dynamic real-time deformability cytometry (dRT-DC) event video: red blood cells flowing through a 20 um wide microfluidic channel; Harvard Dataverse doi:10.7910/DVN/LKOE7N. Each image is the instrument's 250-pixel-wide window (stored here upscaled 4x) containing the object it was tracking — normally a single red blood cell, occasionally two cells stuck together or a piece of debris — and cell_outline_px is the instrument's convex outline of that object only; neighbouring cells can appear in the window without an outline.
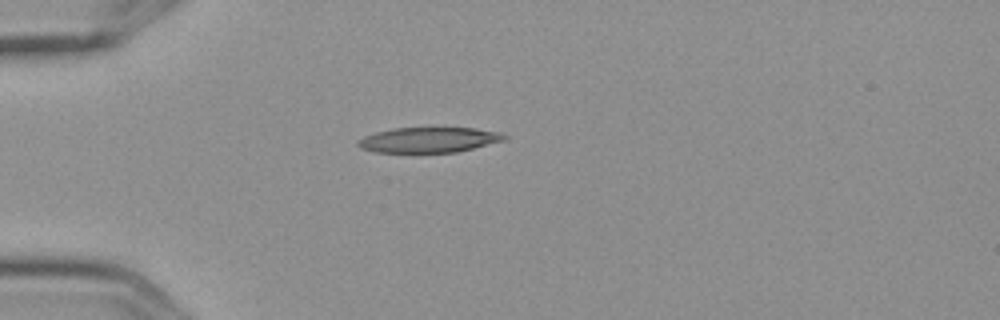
{"species": "Egyptian fruit bat (a non-hibernating species)", "species_latin": "Rousettus aegyptiacus", "temperature_condition": "cold", "stored_images_in_passage": 6, "camera_frame_rate_fps": 3000, "um_per_image_px": 0.085, "frame": {"image": 1, "passage_image": 6, "time_ms": 1.667, "image_size_px": [1000, 320], "cell_outline_px": [[508, 136], [504, 140], [456, 152], [376, 152], [360, 148], [356, 144], [356, 140], [364, 136], [376, 132], [392, 128], [472, 128], [500, 132]], "centroid_in_image_um": [36.4, 11.88], "position_along_channel_um": 48.6, "area_um2": 21.39}}